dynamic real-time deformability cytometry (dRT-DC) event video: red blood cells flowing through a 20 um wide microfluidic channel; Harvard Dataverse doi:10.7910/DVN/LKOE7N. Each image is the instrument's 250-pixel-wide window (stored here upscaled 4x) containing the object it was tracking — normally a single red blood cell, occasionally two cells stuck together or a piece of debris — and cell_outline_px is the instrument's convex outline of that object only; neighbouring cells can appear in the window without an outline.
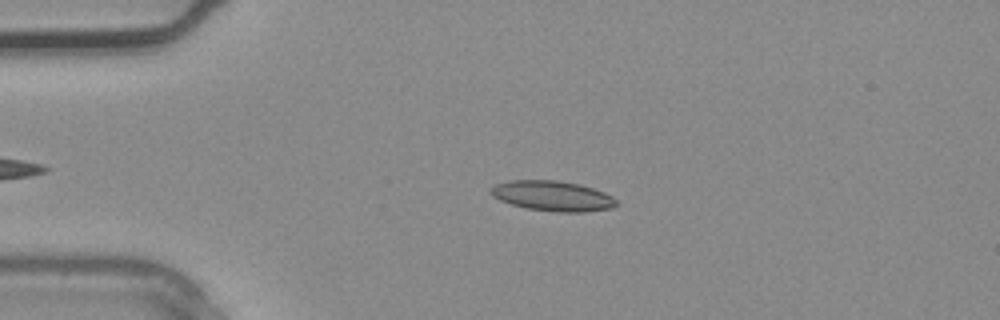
{"species": "common noctule bat (a hibernating species)", "species_latin": "Nyctalus noctula", "temperature_condition": "warm", "stored_images_in_passage": 1, "camera_frame_rate_fps": 3000, "um_per_image_px": 0.085, "animal": {"sex": "male", "body_mass_g": 20.4}, "frame": {"image": 1, "passage_image": 1, "time_ms": 0.0, "image_size_px": [1000, 320], "cell_outline_px": [[620, 204], [612, 208], [584, 212], [556, 212], [528, 208], [512, 204], [500, 200], [492, 196], [492, 188], [496, 184], [512, 180], [556, 180], [580, 184], [604, 192], [612, 196]], "centroid_in_image_um": [47.02, 16.66], "position_along_channel_um": 38.0, "area_um2": 21.96}}